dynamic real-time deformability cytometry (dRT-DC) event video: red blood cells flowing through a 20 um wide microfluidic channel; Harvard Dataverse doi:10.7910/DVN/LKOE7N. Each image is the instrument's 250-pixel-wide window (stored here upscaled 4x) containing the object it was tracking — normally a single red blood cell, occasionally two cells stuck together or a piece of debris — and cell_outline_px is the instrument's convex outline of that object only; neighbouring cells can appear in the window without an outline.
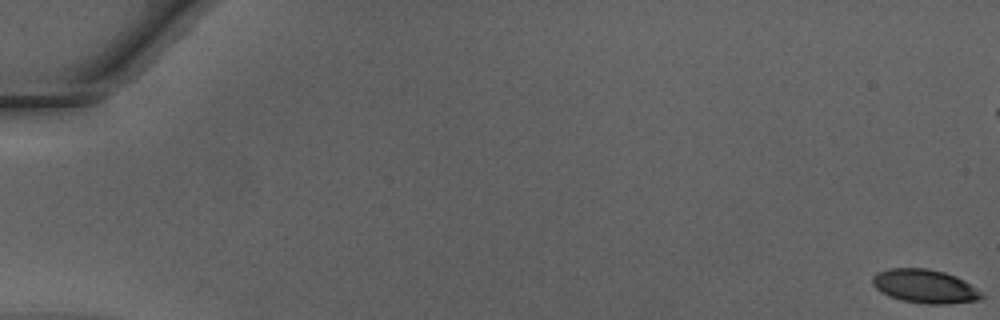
{"species": "Egyptian fruit bat (a non-hibernating species)", "species_latin": "Rousettus aegyptiacus", "temperature_condition": "warm", "stored_images_in_passage": 49, "camera_frame_rate_fps": 3000, "um_per_image_px": 0.085, "animal": {"sex": "male"}, "frame": {"image": 1, "passage_image": 1, "time_ms": 0.0, "image_size_px": [1000, 320], "cell_outline_px": [[984, 296], [980, 300], [948, 304], [928, 304], [904, 300], [888, 296], [880, 292], [872, 284], [872, 276], [876, 272], [888, 268], [928, 268], [944, 272], [956, 276], [964, 280], [976, 288]], "centroid_in_image_um": [78.59, 24.32], "position_along_channel_um": 6.4, "area_um2": 21.5}}
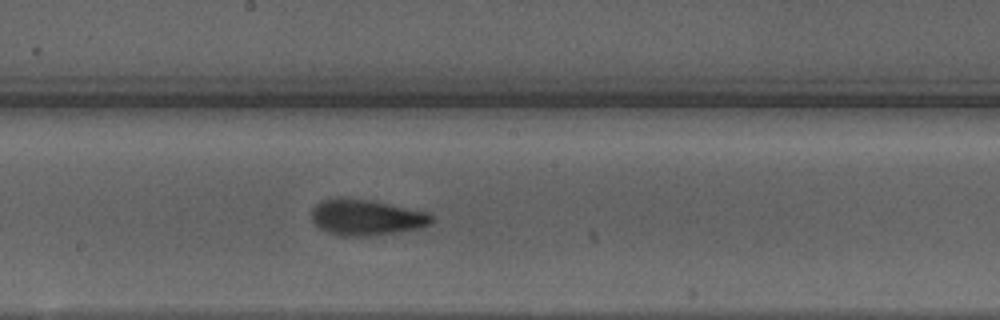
{"frame": {"image": 2, "passage_image": 29, "time_ms": 9.333, "image_size_px": [1000, 320], "cell_outline_px": [[432, 224], [420, 228], [372, 236], [336, 236], [320, 228], [312, 220], [312, 208], [316, 204], [324, 200], [336, 196], [340, 196], [368, 200], [428, 212], [432, 216]], "centroid_in_image_um": [31.11, 18.48], "position_along_channel_um": 217.1, "area_um2": 25.2}}
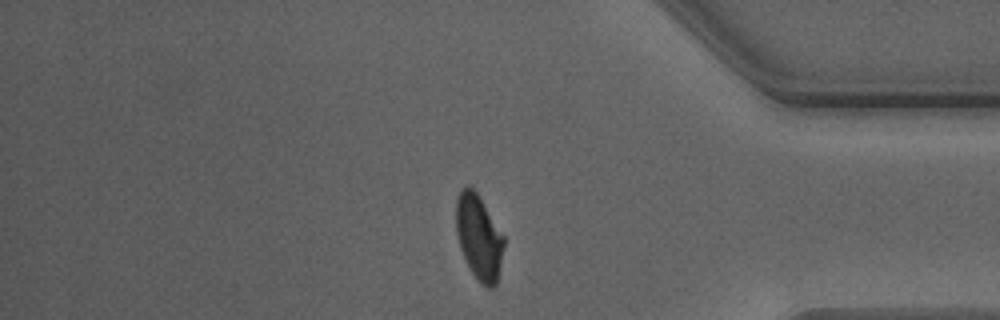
{"frame": {"image": 3, "passage_image": 43, "time_ms": 14.0, "image_size_px": [1000, 320], "cell_outline_px": [[504, 244], [496, 284], [492, 288], [488, 288], [480, 284], [476, 280], [468, 268], [460, 248], [456, 232], [456, 200], [460, 192], [468, 184], [476, 192], [504, 236]], "centroid_in_image_um": [40.68, 20.21], "position_along_channel_um": 394.5, "area_um2": 23.52}}